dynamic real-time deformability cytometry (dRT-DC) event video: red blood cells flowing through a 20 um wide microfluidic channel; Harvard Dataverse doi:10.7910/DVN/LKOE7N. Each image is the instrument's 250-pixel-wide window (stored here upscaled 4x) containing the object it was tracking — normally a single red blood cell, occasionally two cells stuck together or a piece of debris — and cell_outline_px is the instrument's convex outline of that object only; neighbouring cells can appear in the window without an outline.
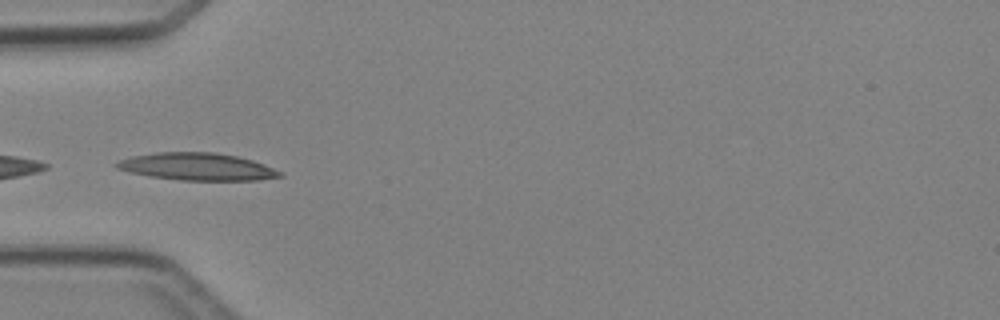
{"species": "Egyptian fruit bat (a non-hibernating species)", "species_latin": "Rousettus aegyptiacus", "temperature_condition": "cold", "stored_images_in_passage": 6, "camera_frame_rate_fps": 3000, "um_per_image_px": 0.085, "animal": {"sex": "female"}, "frame": {"image": 1, "passage_image": 1, "time_ms": 0.0, "image_size_px": [1000, 320], "cell_outline_px": [[284, 176], [260, 180], [180, 180], [152, 176], [132, 172], [116, 168], [112, 164], [120, 160], [132, 156], [156, 152], [212, 152], [236, 156], [252, 160], [264, 164], [284, 172]], "centroid_in_image_um": [16.8, 14.16], "position_along_channel_um": 68.2, "area_um2": 25.95}}